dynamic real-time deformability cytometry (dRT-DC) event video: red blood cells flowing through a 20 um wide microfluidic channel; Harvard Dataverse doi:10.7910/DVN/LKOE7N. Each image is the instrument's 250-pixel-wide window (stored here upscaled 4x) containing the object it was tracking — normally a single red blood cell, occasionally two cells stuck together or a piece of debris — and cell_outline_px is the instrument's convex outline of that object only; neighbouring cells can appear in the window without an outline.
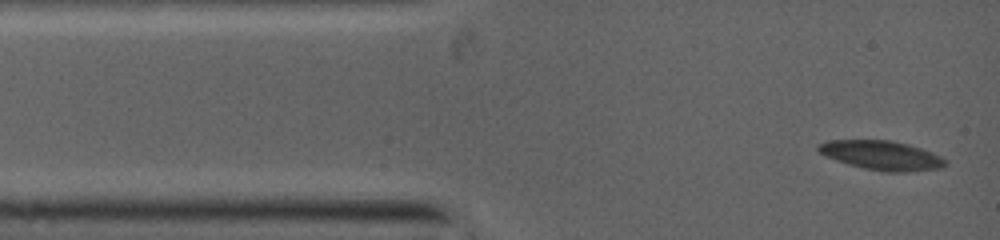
{"species": "common noctule bat (a hibernating species)", "species_latin": "Nyctalus noctula", "temperature_condition": "warm", "stored_images_in_passage": 47, "camera_frame_rate_fps": 5000, "um_per_image_px": 0.085, "animal": {"sex": "female", "body_mass_g": 19.0, "forearm_length_mm": 53.3}, "frame": {"image": 1, "passage_image": 1, "time_ms": 0.0, "image_size_px": [1000, 240], "cell_outline_px": [[944, 164], [936, 168], [904, 172], [888, 172], [864, 168], [848, 164], [828, 156], [820, 152], [816, 148], [820, 144], [832, 140], [888, 140], [904, 144], [928, 152], [944, 160]], "centroid_in_image_um": [74.84, 13.2], "position_along_channel_um": 10.2, "area_um2": 20.52}}
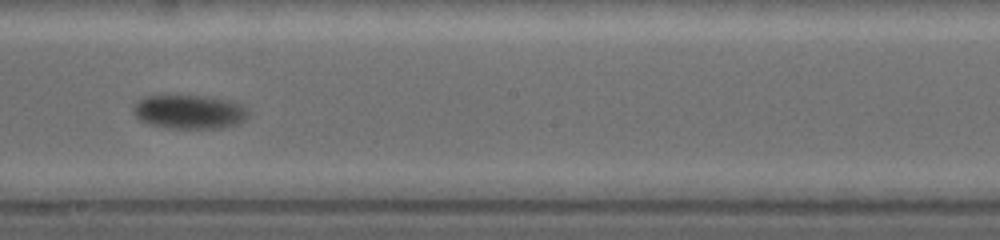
{"frame": {"image": 2, "passage_image": 20, "time_ms": 6.4, "image_size_px": [1000, 240], "cell_outline_px": [[248, 116], [236, 124], [220, 128], [168, 128], [152, 124], [140, 120], [136, 116], [136, 104], [152, 96], [188, 96], [220, 100], [236, 104]], "centroid_in_image_um": [16.04, 9.55], "position_along_channel_um": 232.2, "area_um2": 21.1}}
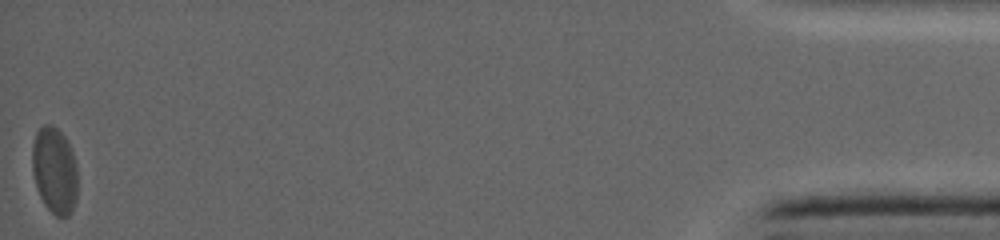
{"frame": {"image": 3, "passage_image": 46, "time_ms": 14.4, "image_size_px": [1000, 240], "cell_outline_px": [[76, 196], [72, 208], [68, 216], [56, 216], [44, 204], [40, 196], [36, 184], [32, 168], [32, 144], [36, 132], [44, 124], [48, 124], [56, 128], [64, 136], [72, 152], [76, 168]], "centroid_in_image_um": [4.61, 14.47], "position_along_channel_um": 430.6, "area_um2": 22.43}}